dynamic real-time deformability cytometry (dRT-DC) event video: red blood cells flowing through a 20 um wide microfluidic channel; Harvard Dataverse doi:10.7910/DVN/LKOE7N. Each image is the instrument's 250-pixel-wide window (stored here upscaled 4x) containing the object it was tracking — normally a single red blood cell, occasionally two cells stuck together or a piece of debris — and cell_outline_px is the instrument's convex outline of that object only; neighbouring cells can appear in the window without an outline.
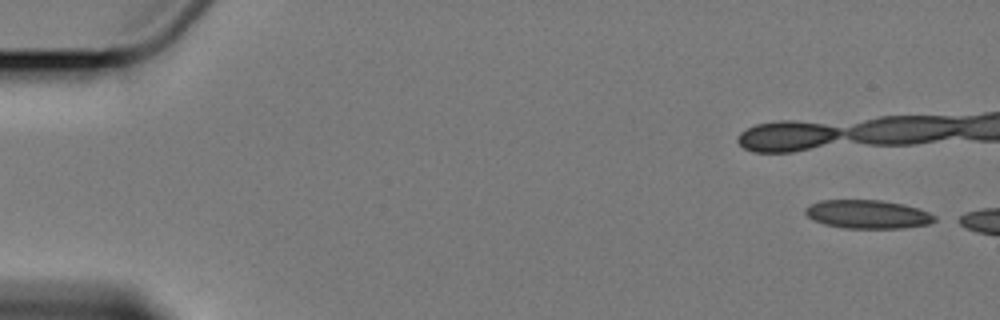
{"species": "Egyptian fruit bat (a non-hibernating species)", "species_latin": "Rousettus aegyptiacus", "temperature_condition": "cold", "stored_images_in_passage": 6, "segment_of_instrument_passage": [2, 2], "camera_frame_rate_fps": 3000, "um_per_image_px": 0.085, "animal": {"sex": "female"}, "frame": {"image": 1, "passage_image": 6, "time_ms": 6.667, "image_size_px": [1000, 320], "cell_outline_px": [[936, 220], [928, 224], [904, 228], [844, 228], [824, 224], [812, 220], [804, 212], [804, 208], [820, 200], [880, 200], [904, 204], [928, 212], [936, 216]], "centroid_in_image_um": [73.73, 18.21], "position_along_channel_um": 11.3, "area_um2": 21.5}}